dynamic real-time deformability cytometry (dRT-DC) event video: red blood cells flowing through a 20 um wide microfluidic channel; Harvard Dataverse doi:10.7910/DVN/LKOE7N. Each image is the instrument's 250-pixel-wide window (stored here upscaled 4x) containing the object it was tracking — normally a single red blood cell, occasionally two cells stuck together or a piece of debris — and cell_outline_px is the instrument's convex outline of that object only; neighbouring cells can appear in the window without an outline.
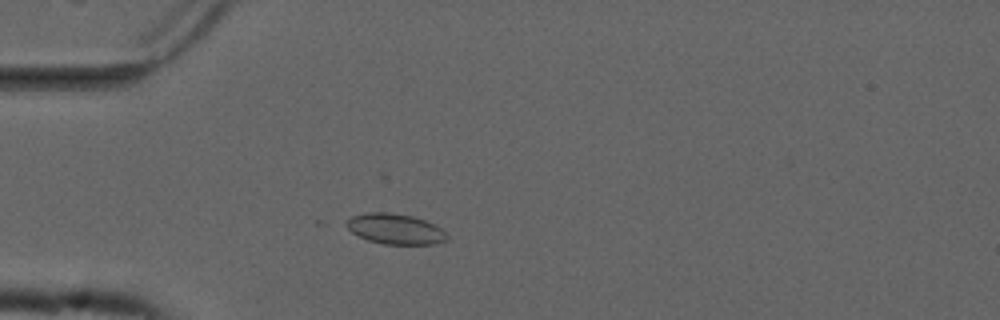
{"species": "common noctule bat (a hibernating species)", "species_latin": "Nyctalus noctula", "temperature_condition": "cold", "stored_images_in_passage": 51, "camera_frame_rate_fps": 3000, "um_per_image_px": 0.085, "animal": {"sex": "male", "forearm_length_mm": 52.5}, "frame": {"image": 1, "passage_image": 11, "time_ms": 3.333, "image_size_px": [1000, 320], "cell_outline_px": [[448, 240], [432, 244], [384, 244], [368, 240], [352, 232], [340, 224], [352, 216], [368, 212], [388, 212], [412, 216], [424, 220], [440, 228], [448, 236]], "centroid_in_image_um": [33.53, 19.45], "position_along_channel_um": 51.5, "area_um2": 17.86}}
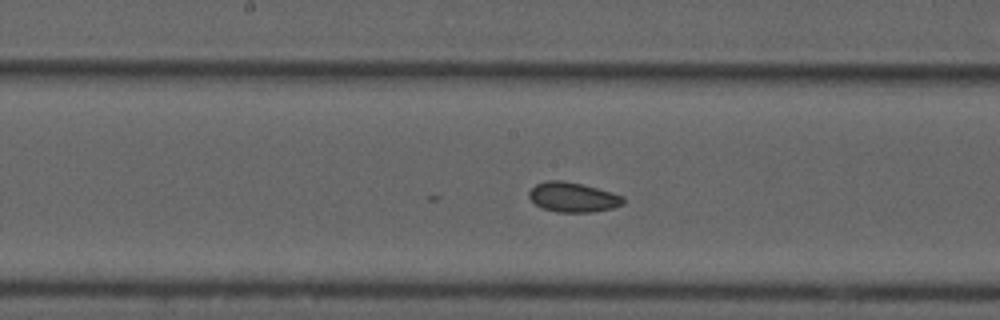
{"frame": {"image": 2, "passage_image": 24, "time_ms": 7.667, "image_size_px": [1000, 320], "cell_outline_px": [[624, 204], [612, 208], [592, 212], [556, 212], [540, 208], [528, 196], [528, 192], [536, 184], [544, 180], [560, 180], [580, 184], [612, 192], [624, 196]], "centroid_in_image_um": [48.68, 16.77], "position_along_channel_um": 199.5, "area_um2": 16.36}}
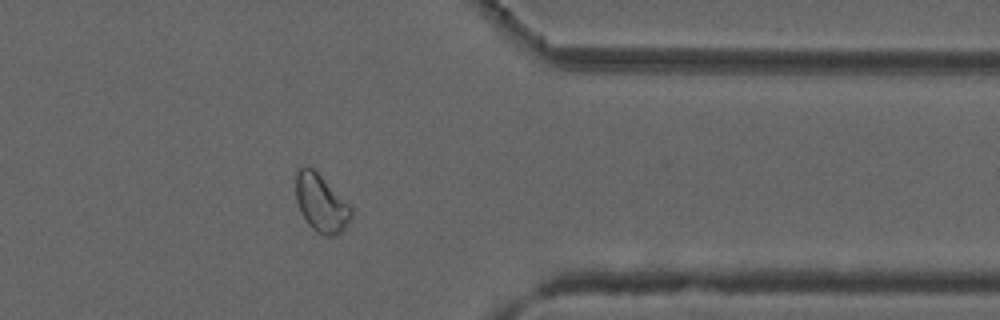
{"frame": {"image": 3, "passage_image": 40, "time_ms": 13.0, "image_size_px": [1000, 320], "cell_outline_px": [[352, 216], [348, 224], [336, 236], [328, 236], [316, 232], [308, 224], [300, 212], [296, 200], [296, 172], [300, 168], [312, 168], [352, 208]], "centroid_in_image_um": [27.28, 17.32], "position_along_channel_um": 384.1, "area_um2": 18.15}, "authors_computed_cell_mechanics": {"area_um2": 17.8602, "velocity_mm_per_s": 3.7001, "shape_relaxation_time_tau1_ms": null, "shape_relaxation_time_tau2_ms": 4.6893, "deformation_change_tau1": null, "deformation_change_tau2": 0.0692}}